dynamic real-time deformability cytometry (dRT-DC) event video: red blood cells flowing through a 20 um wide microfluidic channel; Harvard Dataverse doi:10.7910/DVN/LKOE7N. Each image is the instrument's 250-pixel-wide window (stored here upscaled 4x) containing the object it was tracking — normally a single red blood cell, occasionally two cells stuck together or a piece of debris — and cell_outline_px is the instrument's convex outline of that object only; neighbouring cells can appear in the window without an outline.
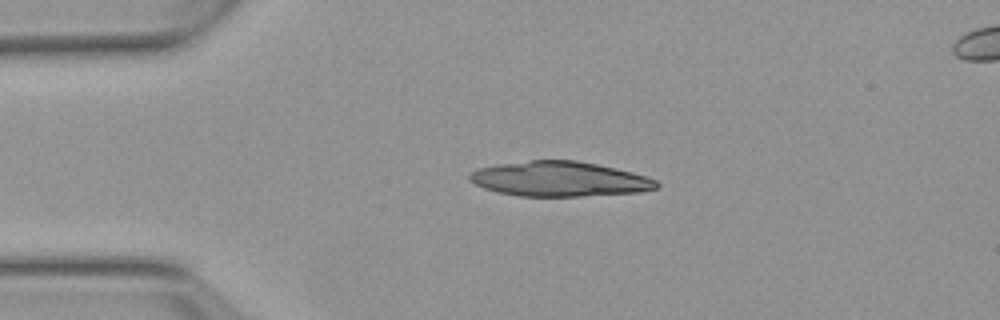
{"species": "Egyptian fruit bat (a non-hibernating species)", "species_latin": "Rousettus aegyptiacus", "temperature_condition": "warm", "stored_images_in_passage": 3, "camera_frame_rate_fps": 3000, "um_per_image_px": 0.085, "animal": {"sex": "female"}, "frame": {"image": 1, "passage_image": 1, "time_ms": 0.0, "image_size_px": [1000, 320], "cell_outline_px": [[660, 188], [640, 192], [580, 196], [520, 196], [500, 192], [484, 188], [468, 180], [468, 176], [472, 172], [480, 168], [496, 164], [528, 160], [576, 160], [616, 168], [632, 172], [656, 180], [660, 184]], "centroid_in_image_um": [47.57, 15.21], "position_along_channel_um": 37.4, "area_um2": 37.97}}